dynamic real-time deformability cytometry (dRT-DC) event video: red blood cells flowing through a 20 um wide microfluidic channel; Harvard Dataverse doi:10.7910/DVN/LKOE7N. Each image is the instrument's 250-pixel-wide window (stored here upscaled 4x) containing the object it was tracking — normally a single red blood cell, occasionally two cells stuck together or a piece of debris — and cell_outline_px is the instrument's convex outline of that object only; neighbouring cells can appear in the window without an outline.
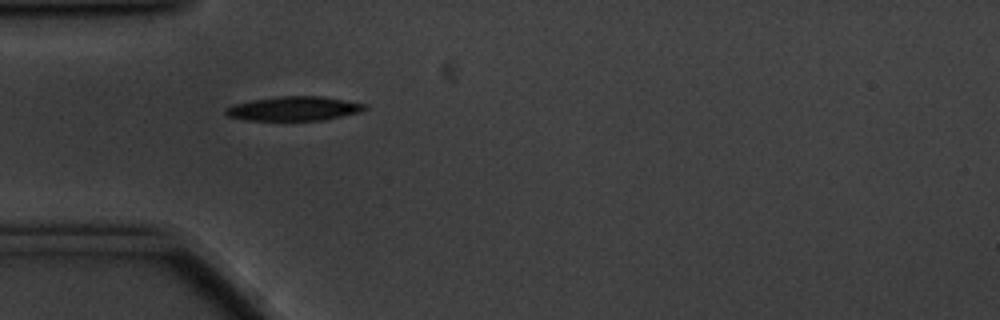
{"species": "common noctule bat (a hibernating species)", "species_latin": "Nyctalus noctula", "temperature_condition": "cold", "stored_images_in_passage": 25, "camera_frame_rate_fps": 3000, "um_per_image_px": 0.085, "animal": {"sex": "male", "body_mass_g": 20.1, "forearm_length_mm": 53.5}, "frame": {"image": 1, "passage_image": 1, "time_ms": 0.0, "image_size_px": [1000, 320], "cell_outline_px": [[368, 108], [360, 112], [324, 120], [244, 120], [228, 116], [224, 112], [224, 108], [232, 104], [252, 100], [280, 96], [320, 96], [344, 100], [364, 104]], "centroid_in_image_um": [24.94, 9.23], "position_along_channel_um": 60.1, "area_um2": 19.59}}